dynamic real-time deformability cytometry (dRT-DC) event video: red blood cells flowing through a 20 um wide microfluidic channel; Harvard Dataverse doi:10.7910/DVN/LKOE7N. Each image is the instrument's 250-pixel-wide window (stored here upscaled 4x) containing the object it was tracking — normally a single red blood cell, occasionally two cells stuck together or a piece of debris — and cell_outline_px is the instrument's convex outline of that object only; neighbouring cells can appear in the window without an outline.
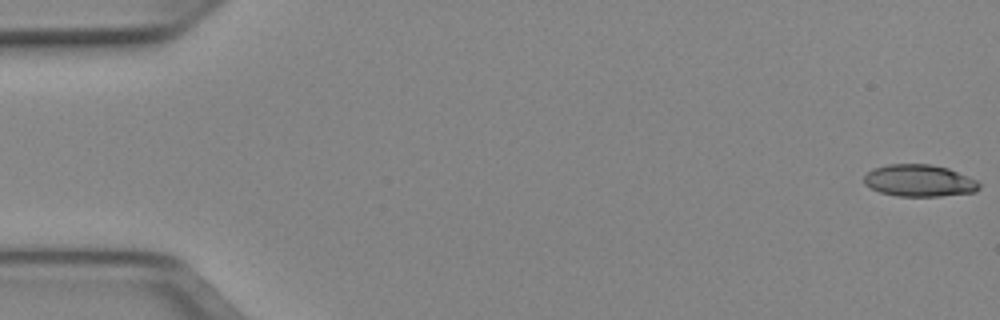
{"species": "Egyptian fruit bat (a non-hibernating species)", "species_latin": "Rousettus aegyptiacus", "temperature_condition": "cold", "stored_images_in_passage": 51, "camera_frame_rate_fps": 3000, "um_per_image_px": 0.085, "animal": {"sex": "female"}, "frame": {"image": 1, "passage_image": 1, "time_ms": 0.0, "image_size_px": [1000, 320], "cell_outline_px": [[980, 188], [976, 192], [940, 196], [896, 196], [880, 192], [864, 184], [864, 176], [872, 168], [888, 164], [928, 164], [948, 168], [976, 180], [980, 184]], "centroid_in_image_um": [78.13, 15.35], "position_along_channel_um": 6.9, "area_um2": 21.44}}
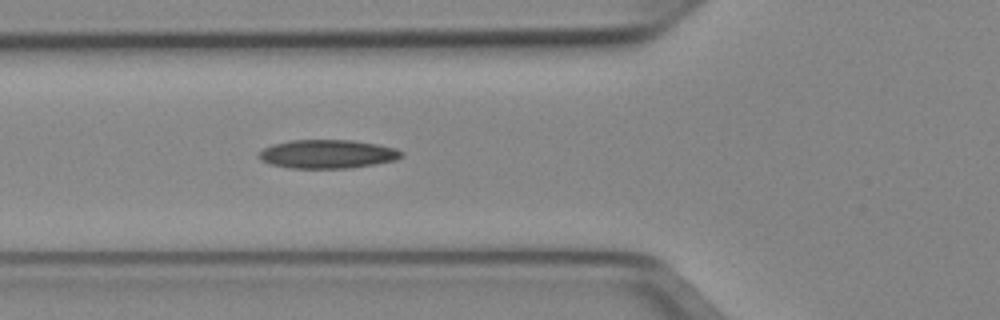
{"frame": {"image": 2, "passage_image": 19, "time_ms": 6.0, "image_size_px": [1000, 320], "cell_outline_px": [[404, 156], [396, 160], [348, 168], [288, 168], [268, 164], [260, 160], [260, 152], [264, 148], [272, 144], [288, 140], [352, 140], [376, 144], [396, 148], [404, 152]], "centroid_in_image_um": [27.83, 13.09], "position_along_channel_um": 98.0, "area_um2": 23.87}}
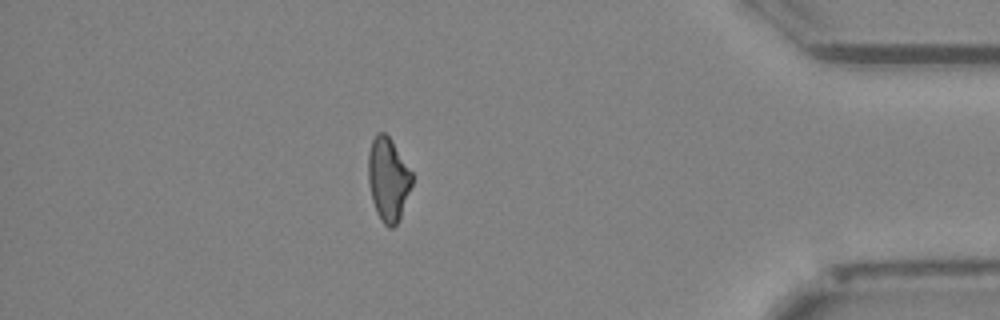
{"frame": {"image": 3, "passage_image": 45, "time_ms": 14.667, "image_size_px": [1000, 320], "cell_outline_px": [[412, 184], [400, 220], [392, 228], [388, 228], [380, 220], [376, 212], [372, 200], [368, 184], [368, 152], [372, 140], [376, 132], [384, 132], [392, 140], [412, 172]], "centroid_in_image_um": [32.98, 15.25], "position_along_channel_um": 402.2, "area_um2": 21.56}, "authors_computed_cell_mechanics": {"area_um2": 22.253, "velocity_mm_per_s": 3.9922, "shape_relaxation_time_tau1_ms": null, "shape_relaxation_time_tau2_ms": 8.5932, "deformation_change_tau1": null, "deformation_change_tau2": 0.1973}}